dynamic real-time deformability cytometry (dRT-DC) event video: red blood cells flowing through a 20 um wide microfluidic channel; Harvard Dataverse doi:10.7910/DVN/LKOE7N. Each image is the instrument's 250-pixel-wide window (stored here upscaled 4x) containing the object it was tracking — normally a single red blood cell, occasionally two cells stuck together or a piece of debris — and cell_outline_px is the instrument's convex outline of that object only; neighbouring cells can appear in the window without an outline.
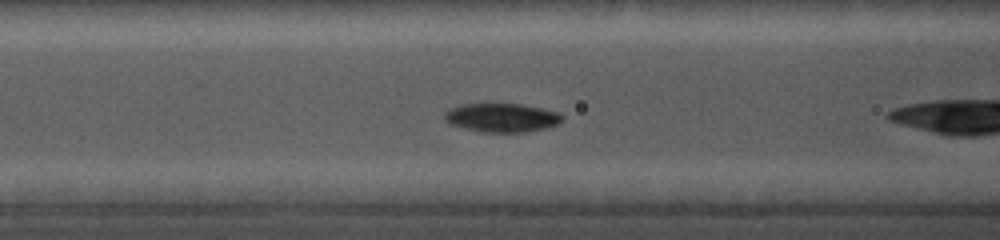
{"species": "common noctule bat (a hibernating species)", "species_latin": "Nyctalus noctula", "temperature_condition": "cold", "stored_images_in_passage": 23, "camera_frame_rate_fps": 5000, "um_per_image_px": 0.085, "animal": {"sex": "female", "body_mass_g": 19.0, "forearm_length_mm": 56.7}, "frame": {"image": 1, "passage_image": 5, "time_ms": 1.8, "image_size_px": [1000, 240], "cell_outline_px": [[564, 120], [560, 124], [528, 132], [480, 132], [452, 124], [444, 120], [444, 112], [448, 108], [460, 104], [520, 104], [560, 112], [564, 116]], "centroid_in_image_um": [42.67, 10.0], "position_along_channel_um": 123.9, "area_um2": 19.88}}
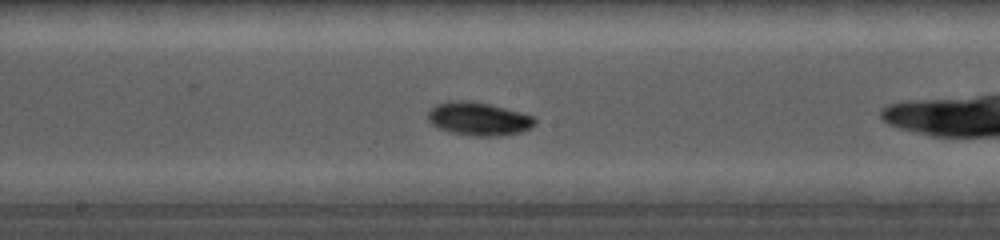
{"frame": {"image": 2, "passage_image": 10, "time_ms": 4.0, "image_size_px": [1000, 240], "cell_outline_px": [[536, 124], [520, 132], [500, 136], [476, 136], [452, 132], [440, 128], [432, 124], [428, 120], [428, 112], [436, 104], [448, 100], [472, 100], [520, 112], [532, 116], [536, 120]], "centroid_in_image_um": [40.66, 10.09], "position_along_channel_um": 207.5, "area_um2": 20.58}}
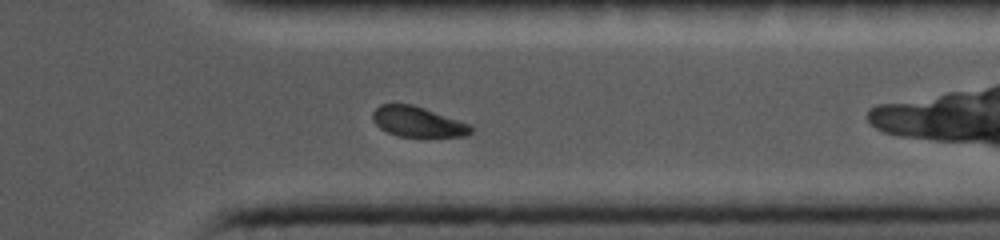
{"frame": {"image": 3, "passage_image": 20, "time_ms": 8.4, "image_size_px": [1000, 240], "cell_outline_px": [[472, 132], [468, 136], [400, 136], [388, 132], [380, 128], [372, 120], [372, 112], [380, 104], [412, 104], [424, 108], [468, 124], [472, 128]], "centroid_in_image_um": [35.46, 10.34], "position_along_channel_um": 375.9, "area_um2": 16.99}}